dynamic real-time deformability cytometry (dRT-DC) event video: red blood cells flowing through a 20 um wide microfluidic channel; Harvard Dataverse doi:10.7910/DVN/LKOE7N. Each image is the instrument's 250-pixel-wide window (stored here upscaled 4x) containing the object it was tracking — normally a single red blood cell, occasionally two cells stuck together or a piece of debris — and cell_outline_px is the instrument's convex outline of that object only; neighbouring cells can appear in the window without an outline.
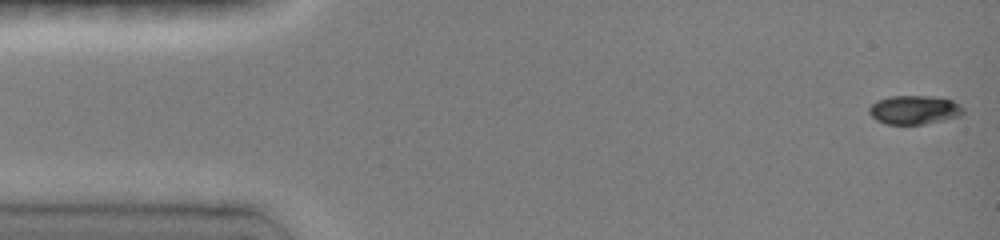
{"species": "common noctule bat (a hibernating species)", "species_latin": "Nyctalus noctula", "temperature_condition": "room temperature", "stored_images_in_passage": 47, "camera_frame_rate_fps": 3000, "um_per_image_px": 0.085, "animal": {"sex": "female", "body_mass_g": 19.0, "forearm_length_mm": 51.5}, "frame": {"image": 1, "passage_image": 1, "time_ms": 0.0, "image_size_px": [1000, 240], "cell_outline_px": [[964, 112], [960, 116], [944, 120], [924, 124], [888, 124], [876, 120], [868, 112], [868, 108], [876, 100], [888, 96], [932, 96], [952, 100], [960, 104], [964, 108]], "centroid_in_image_um": [77.72, 9.33], "position_along_channel_um": 7.3, "area_um2": 15.95}}
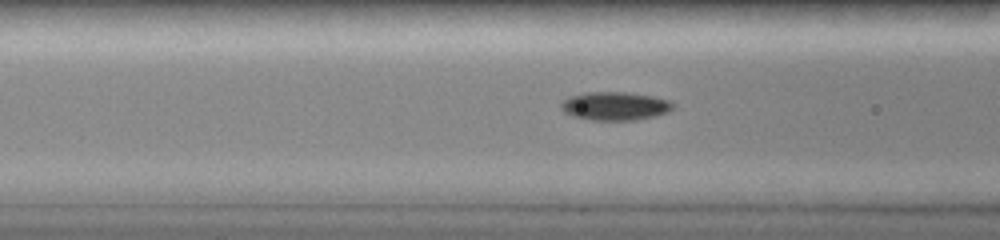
{"frame": {"image": 2, "passage_image": 22, "time_ms": 5.667, "image_size_px": [1000, 240], "cell_outline_px": [[672, 108], [668, 112], [656, 116], [636, 120], [592, 120], [572, 116], [564, 112], [560, 108], [560, 104], [564, 100], [572, 96], [588, 92], [624, 92], [652, 96], [668, 100], [672, 104]], "centroid_in_image_um": [52.26, 9.02], "position_along_channel_um": 114.3, "area_um2": 18.38}}
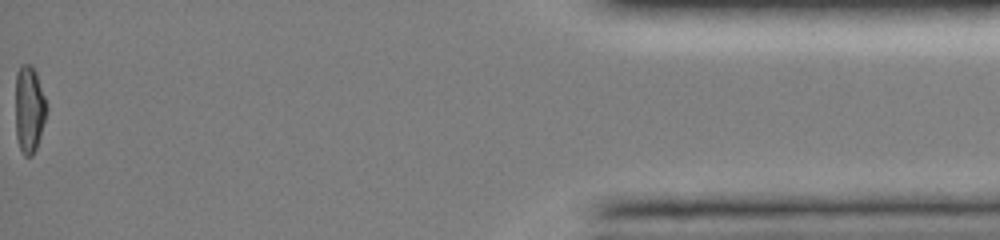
{"frame": {"image": 3, "passage_image": 47, "time_ms": 15.667, "image_size_px": [1000, 240], "cell_outline_px": [[48, 108], [40, 136], [36, 148], [32, 156], [24, 156], [20, 148], [16, 136], [16, 72], [20, 64], [32, 64], [36, 72]], "centroid_in_image_um": [2.48, 9.26], "position_along_channel_um": 432.7, "area_um2": 15.78}, "authors_computed_cell_mechanics": {"area_um2": 16.9932, "velocity_mm_per_s": 4.0227, "shape_relaxation_time_tau1_ms": null, "shape_relaxation_time_tau2_ms": 5.2933, "deformation_change_tau1": null, "deformation_change_tau2": 0.0635}}